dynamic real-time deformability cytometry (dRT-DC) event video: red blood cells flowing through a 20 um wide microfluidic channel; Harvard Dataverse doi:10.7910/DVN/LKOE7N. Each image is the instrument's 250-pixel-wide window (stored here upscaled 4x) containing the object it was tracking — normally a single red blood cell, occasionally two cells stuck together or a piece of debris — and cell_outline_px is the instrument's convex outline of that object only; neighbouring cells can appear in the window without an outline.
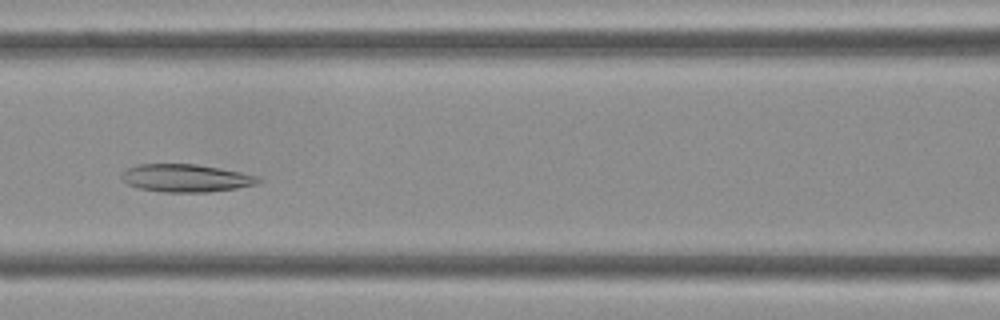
{"species": "Egyptian fruit bat (a non-hibernating species)", "species_latin": "Rousettus aegyptiacus", "temperature_condition": "cold", "stored_images_in_passage": 44, "camera_frame_rate_fps": 3000, "um_per_image_px": 0.085, "frame": {"image": 1, "passage_image": 19, "time_ms": 6.0, "image_size_px": [1000, 320], "cell_outline_px": [[264, 180], [256, 184], [236, 188], [208, 192], [164, 192], [140, 188], [128, 184], [120, 176], [128, 168], [140, 164], [196, 164], [240, 172], [260, 176]], "centroid_in_image_um": [15.85, 15.14], "position_along_channel_um": 150.7, "area_um2": 21.96}}
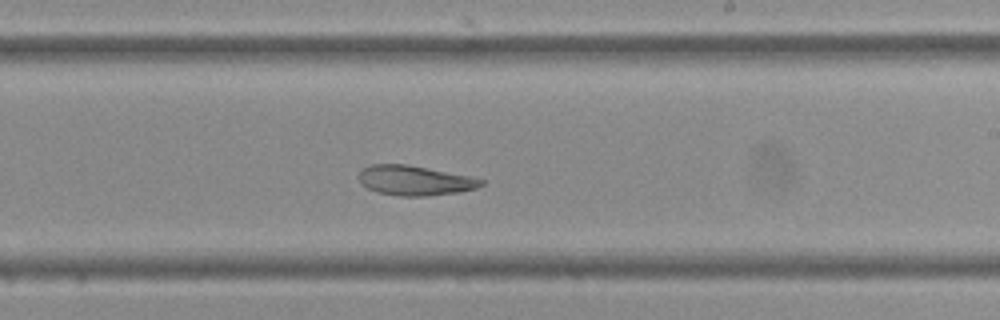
{"frame": {"image": 2, "passage_image": 26, "time_ms": 8.333, "image_size_px": [1000, 320], "cell_outline_px": [[484, 184], [476, 188], [460, 192], [428, 196], [400, 196], [376, 192], [368, 188], [356, 176], [368, 164], [408, 164], [468, 176], [484, 180]], "centroid_in_image_um": [35.24, 15.34], "position_along_channel_um": 253.8, "area_um2": 21.21}}
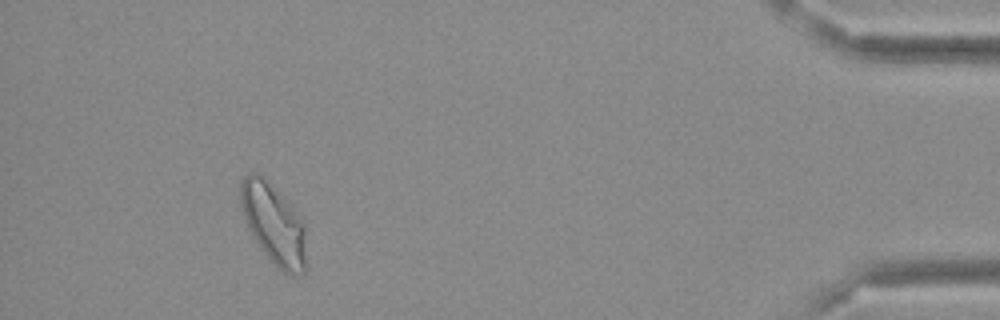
{"frame": {"image": 3, "passage_image": 41, "time_ms": 13.333, "image_size_px": [1000, 320], "cell_outline_px": [[304, 272], [292, 276], [276, 268], [260, 248], [244, 216], [240, 204], [240, 184], [244, 176], [248, 172], [260, 172], [288, 200], [304, 224]], "centroid_in_image_um": [23.23, 18.98], "position_along_channel_um": 412.0, "area_um2": 30.63}}